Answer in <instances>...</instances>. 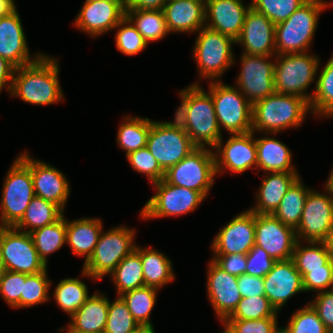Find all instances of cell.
Here are the masks:
<instances>
[{
    "label": "cell",
    "instance_id": "ac0fdd59",
    "mask_svg": "<svg viewBox=\"0 0 333 333\" xmlns=\"http://www.w3.org/2000/svg\"><path fill=\"white\" fill-rule=\"evenodd\" d=\"M297 243L296 231L270 214L255 213V245L275 261L292 259Z\"/></svg>",
    "mask_w": 333,
    "mask_h": 333
},
{
    "label": "cell",
    "instance_id": "ab89813d",
    "mask_svg": "<svg viewBox=\"0 0 333 333\" xmlns=\"http://www.w3.org/2000/svg\"><path fill=\"white\" fill-rule=\"evenodd\" d=\"M158 291L159 290L156 288L143 286L120 295L140 326H150L154 328L151 313L156 305Z\"/></svg>",
    "mask_w": 333,
    "mask_h": 333
},
{
    "label": "cell",
    "instance_id": "8fae6325",
    "mask_svg": "<svg viewBox=\"0 0 333 333\" xmlns=\"http://www.w3.org/2000/svg\"><path fill=\"white\" fill-rule=\"evenodd\" d=\"M152 195L140 210L141 220L182 216L194 212L206 199L200 192L171 185L164 179L152 184Z\"/></svg>",
    "mask_w": 333,
    "mask_h": 333
},
{
    "label": "cell",
    "instance_id": "681fc988",
    "mask_svg": "<svg viewBox=\"0 0 333 333\" xmlns=\"http://www.w3.org/2000/svg\"><path fill=\"white\" fill-rule=\"evenodd\" d=\"M222 324L228 333H278L281 330L278 317H265L257 320H225Z\"/></svg>",
    "mask_w": 333,
    "mask_h": 333
},
{
    "label": "cell",
    "instance_id": "f907efd6",
    "mask_svg": "<svg viewBox=\"0 0 333 333\" xmlns=\"http://www.w3.org/2000/svg\"><path fill=\"white\" fill-rule=\"evenodd\" d=\"M23 282H25V273L5 270L0 282V297L10 308L20 309Z\"/></svg>",
    "mask_w": 333,
    "mask_h": 333
},
{
    "label": "cell",
    "instance_id": "5b68a950",
    "mask_svg": "<svg viewBox=\"0 0 333 333\" xmlns=\"http://www.w3.org/2000/svg\"><path fill=\"white\" fill-rule=\"evenodd\" d=\"M1 195L0 227H14L35 197L28 151L24 150L13 160L5 176Z\"/></svg>",
    "mask_w": 333,
    "mask_h": 333
},
{
    "label": "cell",
    "instance_id": "4316f807",
    "mask_svg": "<svg viewBox=\"0 0 333 333\" xmlns=\"http://www.w3.org/2000/svg\"><path fill=\"white\" fill-rule=\"evenodd\" d=\"M300 176L299 172L263 173L254 204L248 209L257 214L272 215L288 189Z\"/></svg>",
    "mask_w": 333,
    "mask_h": 333
},
{
    "label": "cell",
    "instance_id": "9a60e30c",
    "mask_svg": "<svg viewBox=\"0 0 333 333\" xmlns=\"http://www.w3.org/2000/svg\"><path fill=\"white\" fill-rule=\"evenodd\" d=\"M276 56L240 55L241 70L234 85L253 104L274 94Z\"/></svg>",
    "mask_w": 333,
    "mask_h": 333
},
{
    "label": "cell",
    "instance_id": "c3c4849f",
    "mask_svg": "<svg viewBox=\"0 0 333 333\" xmlns=\"http://www.w3.org/2000/svg\"><path fill=\"white\" fill-rule=\"evenodd\" d=\"M126 159L135 172L148 178L150 184L164 179L165 171L147 147L129 153L126 155Z\"/></svg>",
    "mask_w": 333,
    "mask_h": 333
},
{
    "label": "cell",
    "instance_id": "1f68e13d",
    "mask_svg": "<svg viewBox=\"0 0 333 333\" xmlns=\"http://www.w3.org/2000/svg\"><path fill=\"white\" fill-rule=\"evenodd\" d=\"M109 277L116 289L117 296L145 286L138 243L135 249L115 267Z\"/></svg>",
    "mask_w": 333,
    "mask_h": 333
},
{
    "label": "cell",
    "instance_id": "f6af8a7d",
    "mask_svg": "<svg viewBox=\"0 0 333 333\" xmlns=\"http://www.w3.org/2000/svg\"><path fill=\"white\" fill-rule=\"evenodd\" d=\"M140 327L130 313L124 300L116 295L114 301L109 300L107 323L104 333H130Z\"/></svg>",
    "mask_w": 333,
    "mask_h": 333
},
{
    "label": "cell",
    "instance_id": "003e7915",
    "mask_svg": "<svg viewBox=\"0 0 333 333\" xmlns=\"http://www.w3.org/2000/svg\"><path fill=\"white\" fill-rule=\"evenodd\" d=\"M223 331L219 332V333H228L225 329H222Z\"/></svg>",
    "mask_w": 333,
    "mask_h": 333
},
{
    "label": "cell",
    "instance_id": "836d02e7",
    "mask_svg": "<svg viewBox=\"0 0 333 333\" xmlns=\"http://www.w3.org/2000/svg\"><path fill=\"white\" fill-rule=\"evenodd\" d=\"M126 17L148 44L161 41L169 34L163 9L126 8Z\"/></svg>",
    "mask_w": 333,
    "mask_h": 333
},
{
    "label": "cell",
    "instance_id": "52a82bcc",
    "mask_svg": "<svg viewBox=\"0 0 333 333\" xmlns=\"http://www.w3.org/2000/svg\"><path fill=\"white\" fill-rule=\"evenodd\" d=\"M309 52L276 55L274 88L278 94L294 95L309 103L313 92L309 87L316 84L321 58ZM308 90V91H307Z\"/></svg>",
    "mask_w": 333,
    "mask_h": 333
},
{
    "label": "cell",
    "instance_id": "11a10c76",
    "mask_svg": "<svg viewBox=\"0 0 333 333\" xmlns=\"http://www.w3.org/2000/svg\"><path fill=\"white\" fill-rule=\"evenodd\" d=\"M211 260L222 270L235 276L245 274L247 254L212 255Z\"/></svg>",
    "mask_w": 333,
    "mask_h": 333
},
{
    "label": "cell",
    "instance_id": "be15d7a7",
    "mask_svg": "<svg viewBox=\"0 0 333 333\" xmlns=\"http://www.w3.org/2000/svg\"><path fill=\"white\" fill-rule=\"evenodd\" d=\"M58 331H60V332L66 331V333H95V332H86V331L73 329L69 324L67 325V327L65 326V327L59 328Z\"/></svg>",
    "mask_w": 333,
    "mask_h": 333
},
{
    "label": "cell",
    "instance_id": "e575fe53",
    "mask_svg": "<svg viewBox=\"0 0 333 333\" xmlns=\"http://www.w3.org/2000/svg\"><path fill=\"white\" fill-rule=\"evenodd\" d=\"M310 100L311 115L315 118H333V54L317 75Z\"/></svg>",
    "mask_w": 333,
    "mask_h": 333
},
{
    "label": "cell",
    "instance_id": "f5cc1de1",
    "mask_svg": "<svg viewBox=\"0 0 333 333\" xmlns=\"http://www.w3.org/2000/svg\"><path fill=\"white\" fill-rule=\"evenodd\" d=\"M276 261L261 247L254 245L247 253L245 274L264 277Z\"/></svg>",
    "mask_w": 333,
    "mask_h": 333
},
{
    "label": "cell",
    "instance_id": "b9f144b4",
    "mask_svg": "<svg viewBox=\"0 0 333 333\" xmlns=\"http://www.w3.org/2000/svg\"><path fill=\"white\" fill-rule=\"evenodd\" d=\"M48 268L35 274L25 273V282H23V294L20 298V309L34 307L51 300L49 290L53 285L48 276Z\"/></svg>",
    "mask_w": 333,
    "mask_h": 333
},
{
    "label": "cell",
    "instance_id": "d590c367",
    "mask_svg": "<svg viewBox=\"0 0 333 333\" xmlns=\"http://www.w3.org/2000/svg\"><path fill=\"white\" fill-rule=\"evenodd\" d=\"M311 190L312 187L304 185L300 176L288 189L272 215L284 225L296 230L301 220L306 198Z\"/></svg>",
    "mask_w": 333,
    "mask_h": 333
},
{
    "label": "cell",
    "instance_id": "03108f58",
    "mask_svg": "<svg viewBox=\"0 0 333 333\" xmlns=\"http://www.w3.org/2000/svg\"><path fill=\"white\" fill-rule=\"evenodd\" d=\"M327 182L333 187V168H332L331 172L329 173Z\"/></svg>",
    "mask_w": 333,
    "mask_h": 333
},
{
    "label": "cell",
    "instance_id": "ba28073f",
    "mask_svg": "<svg viewBox=\"0 0 333 333\" xmlns=\"http://www.w3.org/2000/svg\"><path fill=\"white\" fill-rule=\"evenodd\" d=\"M236 41L206 26L196 33L192 57L198 69V77L210 81H221V77L236 61Z\"/></svg>",
    "mask_w": 333,
    "mask_h": 333
},
{
    "label": "cell",
    "instance_id": "d4e9b609",
    "mask_svg": "<svg viewBox=\"0 0 333 333\" xmlns=\"http://www.w3.org/2000/svg\"><path fill=\"white\" fill-rule=\"evenodd\" d=\"M250 7L243 0H205V26L236 41Z\"/></svg>",
    "mask_w": 333,
    "mask_h": 333
},
{
    "label": "cell",
    "instance_id": "d6986e66",
    "mask_svg": "<svg viewBox=\"0 0 333 333\" xmlns=\"http://www.w3.org/2000/svg\"><path fill=\"white\" fill-rule=\"evenodd\" d=\"M255 245V213L249 209L225 224L213 238V255L247 254Z\"/></svg>",
    "mask_w": 333,
    "mask_h": 333
},
{
    "label": "cell",
    "instance_id": "ee69618b",
    "mask_svg": "<svg viewBox=\"0 0 333 333\" xmlns=\"http://www.w3.org/2000/svg\"><path fill=\"white\" fill-rule=\"evenodd\" d=\"M278 312L266 296L244 297L226 320H257L278 317Z\"/></svg>",
    "mask_w": 333,
    "mask_h": 333
},
{
    "label": "cell",
    "instance_id": "7dc6e473",
    "mask_svg": "<svg viewBox=\"0 0 333 333\" xmlns=\"http://www.w3.org/2000/svg\"><path fill=\"white\" fill-rule=\"evenodd\" d=\"M307 0H251V7L275 25L287 20Z\"/></svg>",
    "mask_w": 333,
    "mask_h": 333
},
{
    "label": "cell",
    "instance_id": "e7e4bbea",
    "mask_svg": "<svg viewBox=\"0 0 333 333\" xmlns=\"http://www.w3.org/2000/svg\"><path fill=\"white\" fill-rule=\"evenodd\" d=\"M4 272H5V267H4V264H3V260L0 257V282L2 280Z\"/></svg>",
    "mask_w": 333,
    "mask_h": 333
},
{
    "label": "cell",
    "instance_id": "d6a6232c",
    "mask_svg": "<svg viewBox=\"0 0 333 333\" xmlns=\"http://www.w3.org/2000/svg\"><path fill=\"white\" fill-rule=\"evenodd\" d=\"M151 119L125 115L117 128V145L128 155L147 146Z\"/></svg>",
    "mask_w": 333,
    "mask_h": 333
},
{
    "label": "cell",
    "instance_id": "94428289",
    "mask_svg": "<svg viewBox=\"0 0 333 333\" xmlns=\"http://www.w3.org/2000/svg\"><path fill=\"white\" fill-rule=\"evenodd\" d=\"M330 261L333 263V231L331 234L323 241Z\"/></svg>",
    "mask_w": 333,
    "mask_h": 333
},
{
    "label": "cell",
    "instance_id": "f35d334b",
    "mask_svg": "<svg viewBox=\"0 0 333 333\" xmlns=\"http://www.w3.org/2000/svg\"><path fill=\"white\" fill-rule=\"evenodd\" d=\"M88 286L79 278L61 279L52 293L57 306L71 317L91 296Z\"/></svg>",
    "mask_w": 333,
    "mask_h": 333
},
{
    "label": "cell",
    "instance_id": "6da1fadb",
    "mask_svg": "<svg viewBox=\"0 0 333 333\" xmlns=\"http://www.w3.org/2000/svg\"><path fill=\"white\" fill-rule=\"evenodd\" d=\"M200 84L196 81L179 91L181 103L175 111L174 119L196 147L213 149L223 133L217 121L211 94Z\"/></svg>",
    "mask_w": 333,
    "mask_h": 333
},
{
    "label": "cell",
    "instance_id": "7c38bea8",
    "mask_svg": "<svg viewBox=\"0 0 333 333\" xmlns=\"http://www.w3.org/2000/svg\"><path fill=\"white\" fill-rule=\"evenodd\" d=\"M146 147L164 171L196 148L190 136L175 119L173 121L151 119Z\"/></svg>",
    "mask_w": 333,
    "mask_h": 333
},
{
    "label": "cell",
    "instance_id": "9c48e42d",
    "mask_svg": "<svg viewBox=\"0 0 333 333\" xmlns=\"http://www.w3.org/2000/svg\"><path fill=\"white\" fill-rule=\"evenodd\" d=\"M212 97L220 130L228 134L252 131V104L235 85L210 81L207 90Z\"/></svg>",
    "mask_w": 333,
    "mask_h": 333
},
{
    "label": "cell",
    "instance_id": "4dcf8cb0",
    "mask_svg": "<svg viewBox=\"0 0 333 333\" xmlns=\"http://www.w3.org/2000/svg\"><path fill=\"white\" fill-rule=\"evenodd\" d=\"M140 258L142 261L145 286L158 290L175 280L173 263L166 254L152 246H140Z\"/></svg>",
    "mask_w": 333,
    "mask_h": 333
},
{
    "label": "cell",
    "instance_id": "7bdbcfd3",
    "mask_svg": "<svg viewBox=\"0 0 333 333\" xmlns=\"http://www.w3.org/2000/svg\"><path fill=\"white\" fill-rule=\"evenodd\" d=\"M287 322L286 326H281L283 333H330L308 302L296 309Z\"/></svg>",
    "mask_w": 333,
    "mask_h": 333
},
{
    "label": "cell",
    "instance_id": "8992f818",
    "mask_svg": "<svg viewBox=\"0 0 333 333\" xmlns=\"http://www.w3.org/2000/svg\"><path fill=\"white\" fill-rule=\"evenodd\" d=\"M136 228L119 225L101 231L91 257L83 263L81 276L93 280H103L136 247Z\"/></svg>",
    "mask_w": 333,
    "mask_h": 333
},
{
    "label": "cell",
    "instance_id": "2e32d148",
    "mask_svg": "<svg viewBox=\"0 0 333 333\" xmlns=\"http://www.w3.org/2000/svg\"><path fill=\"white\" fill-rule=\"evenodd\" d=\"M255 132L230 134L227 140L223 137L213 148L217 175L231 172L241 174L246 170L257 169V148ZM225 141V143H223Z\"/></svg>",
    "mask_w": 333,
    "mask_h": 333
},
{
    "label": "cell",
    "instance_id": "603a6c76",
    "mask_svg": "<svg viewBox=\"0 0 333 333\" xmlns=\"http://www.w3.org/2000/svg\"><path fill=\"white\" fill-rule=\"evenodd\" d=\"M236 45L243 54L276 56L275 24L252 7L247 11Z\"/></svg>",
    "mask_w": 333,
    "mask_h": 333
},
{
    "label": "cell",
    "instance_id": "9f6ffc18",
    "mask_svg": "<svg viewBox=\"0 0 333 333\" xmlns=\"http://www.w3.org/2000/svg\"><path fill=\"white\" fill-rule=\"evenodd\" d=\"M237 285L242 298L265 296L263 277L242 274L238 276Z\"/></svg>",
    "mask_w": 333,
    "mask_h": 333
},
{
    "label": "cell",
    "instance_id": "e0dca14e",
    "mask_svg": "<svg viewBox=\"0 0 333 333\" xmlns=\"http://www.w3.org/2000/svg\"><path fill=\"white\" fill-rule=\"evenodd\" d=\"M125 16V0H85L73 24L93 39L114 30Z\"/></svg>",
    "mask_w": 333,
    "mask_h": 333
},
{
    "label": "cell",
    "instance_id": "83f0119b",
    "mask_svg": "<svg viewBox=\"0 0 333 333\" xmlns=\"http://www.w3.org/2000/svg\"><path fill=\"white\" fill-rule=\"evenodd\" d=\"M262 135L264 136L257 138L255 136L257 169L264 171V173L299 172L296 169L297 167L292 164L293 154L291 149L274 137L277 134L264 133Z\"/></svg>",
    "mask_w": 333,
    "mask_h": 333
},
{
    "label": "cell",
    "instance_id": "74e56055",
    "mask_svg": "<svg viewBox=\"0 0 333 333\" xmlns=\"http://www.w3.org/2000/svg\"><path fill=\"white\" fill-rule=\"evenodd\" d=\"M64 215L56 222L30 233L38 255L47 267L49 255L60 250L67 241L66 217Z\"/></svg>",
    "mask_w": 333,
    "mask_h": 333
},
{
    "label": "cell",
    "instance_id": "8d00e7d4",
    "mask_svg": "<svg viewBox=\"0 0 333 333\" xmlns=\"http://www.w3.org/2000/svg\"><path fill=\"white\" fill-rule=\"evenodd\" d=\"M63 214L64 212L54 203L35 196L14 228L31 233L36 229L56 222Z\"/></svg>",
    "mask_w": 333,
    "mask_h": 333
},
{
    "label": "cell",
    "instance_id": "bcb514c9",
    "mask_svg": "<svg viewBox=\"0 0 333 333\" xmlns=\"http://www.w3.org/2000/svg\"><path fill=\"white\" fill-rule=\"evenodd\" d=\"M115 29L117 30L115 33L116 48L124 55L134 56L147 48L148 43L126 16Z\"/></svg>",
    "mask_w": 333,
    "mask_h": 333
},
{
    "label": "cell",
    "instance_id": "f546056e",
    "mask_svg": "<svg viewBox=\"0 0 333 333\" xmlns=\"http://www.w3.org/2000/svg\"><path fill=\"white\" fill-rule=\"evenodd\" d=\"M109 298L98 290L70 317L69 325L76 330L104 333Z\"/></svg>",
    "mask_w": 333,
    "mask_h": 333
},
{
    "label": "cell",
    "instance_id": "5bb4252c",
    "mask_svg": "<svg viewBox=\"0 0 333 333\" xmlns=\"http://www.w3.org/2000/svg\"><path fill=\"white\" fill-rule=\"evenodd\" d=\"M0 257L5 270L35 274L48 268L40 259L30 233L0 227Z\"/></svg>",
    "mask_w": 333,
    "mask_h": 333
},
{
    "label": "cell",
    "instance_id": "6f0895ef",
    "mask_svg": "<svg viewBox=\"0 0 333 333\" xmlns=\"http://www.w3.org/2000/svg\"><path fill=\"white\" fill-rule=\"evenodd\" d=\"M15 67L0 56V94L5 90L10 94Z\"/></svg>",
    "mask_w": 333,
    "mask_h": 333
},
{
    "label": "cell",
    "instance_id": "cb8c5ba5",
    "mask_svg": "<svg viewBox=\"0 0 333 333\" xmlns=\"http://www.w3.org/2000/svg\"><path fill=\"white\" fill-rule=\"evenodd\" d=\"M30 170L35 196L54 203L65 213L71 188L63 172L46 161L32 158L31 154Z\"/></svg>",
    "mask_w": 333,
    "mask_h": 333
},
{
    "label": "cell",
    "instance_id": "60d3db41",
    "mask_svg": "<svg viewBox=\"0 0 333 333\" xmlns=\"http://www.w3.org/2000/svg\"><path fill=\"white\" fill-rule=\"evenodd\" d=\"M292 260L303 277L309 270L324 269L330 258L323 242L297 241Z\"/></svg>",
    "mask_w": 333,
    "mask_h": 333
},
{
    "label": "cell",
    "instance_id": "3957f363",
    "mask_svg": "<svg viewBox=\"0 0 333 333\" xmlns=\"http://www.w3.org/2000/svg\"><path fill=\"white\" fill-rule=\"evenodd\" d=\"M309 102L301 97L274 93L252 104V131L261 134H279L286 129L301 127Z\"/></svg>",
    "mask_w": 333,
    "mask_h": 333
},
{
    "label": "cell",
    "instance_id": "4fadbf2b",
    "mask_svg": "<svg viewBox=\"0 0 333 333\" xmlns=\"http://www.w3.org/2000/svg\"><path fill=\"white\" fill-rule=\"evenodd\" d=\"M323 191L308 193L299 226L297 241L323 242L333 231V187L326 181Z\"/></svg>",
    "mask_w": 333,
    "mask_h": 333
},
{
    "label": "cell",
    "instance_id": "816d5d0a",
    "mask_svg": "<svg viewBox=\"0 0 333 333\" xmlns=\"http://www.w3.org/2000/svg\"><path fill=\"white\" fill-rule=\"evenodd\" d=\"M304 291L319 293L333 289V263L329 261L324 269L309 270L302 277Z\"/></svg>",
    "mask_w": 333,
    "mask_h": 333
},
{
    "label": "cell",
    "instance_id": "680465c9",
    "mask_svg": "<svg viewBox=\"0 0 333 333\" xmlns=\"http://www.w3.org/2000/svg\"><path fill=\"white\" fill-rule=\"evenodd\" d=\"M168 0H125L126 8L132 9H163Z\"/></svg>",
    "mask_w": 333,
    "mask_h": 333
},
{
    "label": "cell",
    "instance_id": "db71d44e",
    "mask_svg": "<svg viewBox=\"0 0 333 333\" xmlns=\"http://www.w3.org/2000/svg\"><path fill=\"white\" fill-rule=\"evenodd\" d=\"M308 303L317 312L325 328L333 333V289L316 293Z\"/></svg>",
    "mask_w": 333,
    "mask_h": 333
},
{
    "label": "cell",
    "instance_id": "ffe728a7",
    "mask_svg": "<svg viewBox=\"0 0 333 333\" xmlns=\"http://www.w3.org/2000/svg\"><path fill=\"white\" fill-rule=\"evenodd\" d=\"M206 291L213 311L221 324L233 313L242 299L238 277L217 266L211 259L207 265Z\"/></svg>",
    "mask_w": 333,
    "mask_h": 333
},
{
    "label": "cell",
    "instance_id": "f1b7e54d",
    "mask_svg": "<svg viewBox=\"0 0 333 333\" xmlns=\"http://www.w3.org/2000/svg\"><path fill=\"white\" fill-rule=\"evenodd\" d=\"M104 230L100 218H78L69 221L66 218V244L74 256L83 257L85 263L92 255L101 231Z\"/></svg>",
    "mask_w": 333,
    "mask_h": 333
},
{
    "label": "cell",
    "instance_id": "91938a15",
    "mask_svg": "<svg viewBox=\"0 0 333 333\" xmlns=\"http://www.w3.org/2000/svg\"><path fill=\"white\" fill-rule=\"evenodd\" d=\"M14 0H0V18L13 12L17 5Z\"/></svg>",
    "mask_w": 333,
    "mask_h": 333
},
{
    "label": "cell",
    "instance_id": "44dd1931",
    "mask_svg": "<svg viewBox=\"0 0 333 333\" xmlns=\"http://www.w3.org/2000/svg\"><path fill=\"white\" fill-rule=\"evenodd\" d=\"M265 296L279 313L296 294L304 291L302 276L292 259L276 261L263 277Z\"/></svg>",
    "mask_w": 333,
    "mask_h": 333
},
{
    "label": "cell",
    "instance_id": "30bf717a",
    "mask_svg": "<svg viewBox=\"0 0 333 333\" xmlns=\"http://www.w3.org/2000/svg\"><path fill=\"white\" fill-rule=\"evenodd\" d=\"M217 176L215 155L211 148L196 147L185 158L165 171L164 180L171 184L210 194Z\"/></svg>",
    "mask_w": 333,
    "mask_h": 333
},
{
    "label": "cell",
    "instance_id": "7a4b0ae2",
    "mask_svg": "<svg viewBox=\"0 0 333 333\" xmlns=\"http://www.w3.org/2000/svg\"><path fill=\"white\" fill-rule=\"evenodd\" d=\"M59 65V59L44 53L34 63L16 68L10 97L38 106L64 102Z\"/></svg>",
    "mask_w": 333,
    "mask_h": 333
},
{
    "label": "cell",
    "instance_id": "6125c7cd",
    "mask_svg": "<svg viewBox=\"0 0 333 333\" xmlns=\"http://www.w3.org/2000/svg\"><path fill=\"white\" fill-rule=\"evenodd\" d=\"M130 333H156L153 327L150 326H140L136 330Z\"/></svg>",
    "mask_w": 333,
    "mask_h": 333
},
{
    "label": "cell",
    "instance_id": "277c9868",
    "mask_svg": "<svg viewBox=\"0 0 333 333\" xmlns=\"http://www.w3.org/2000/svg\"><path fill=\"white\" fill-rule=\"evenodd\" d=\"M331 6L330 0H307L287 20L276 24V55L309 52L320 16Z\"/></svg>",
    "mask_w": 333,
    "mask_h": 333
},
{
    "label": "cell",
    "instance_id": "484cf974",
    "mask_svg": "<svg viewBox=\"0 0 333 333\" xmlns=\"http://www.w3.org/2000/svg\"><path fill=\"white\" fill-rule=\"evenodd\" d=\"M169 33H197L205 26V0H168L163 6Z\"/></svg>",
    "mask_w": 333,
    "mask_h": 333
},
{
    "label": "cell",
    "instance_id": "7402d4cb",
    "mask_svg": "<svg viewBox=\"0 0 333 333\" xmlns=\"http://www.w3.org/2000/svg\"><path fill=\"white\" fill-rule=\"evenodd\" d=\"M17 8L0 18V56L15 68L37 61L44 53L30 55L27 37Z\"/></svg>",
    "mask_w": 333,
    "mask_h": 333
}]
</instances>
